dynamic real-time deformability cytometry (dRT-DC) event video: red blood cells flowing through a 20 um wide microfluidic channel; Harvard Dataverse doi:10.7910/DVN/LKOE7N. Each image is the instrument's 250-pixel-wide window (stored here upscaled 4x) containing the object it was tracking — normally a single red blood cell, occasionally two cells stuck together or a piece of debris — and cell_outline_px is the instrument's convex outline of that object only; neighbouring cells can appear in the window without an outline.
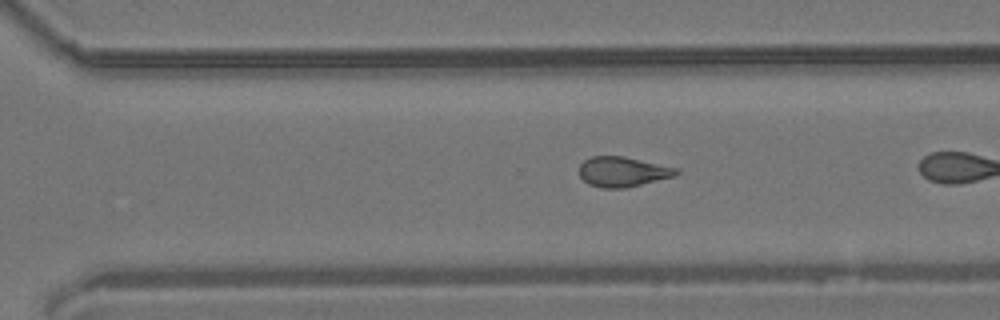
{"species": "common noctule bat (a hibernating species)", "species_latin": "Nyctalus noctula", "temperature_condition": "room temperature", "stored_images_in_passage": 30, "camera_frame_rate_fps": 3000, "um_per_image_px": 0.085, "animal": {"sex": "male", "body_mass_g": 19.2, "forearm_length_mm": 51.8}, "frame": {"image": 1, "passage_image": 26, "time_ms": 8.333, "image_size_px": [1000, 320], "cell_outline_px": [[680, 172], [676, 176], [624, 188], [600, 188], [588, 184], [580, 176], [580, 164], [584, 160], [592, 156], [620, 156], [680, 168]], "centroid_in_image_um": [52.94, 14.6], "position_along_channel_um": 317.7, "area_um2": 16.94}}